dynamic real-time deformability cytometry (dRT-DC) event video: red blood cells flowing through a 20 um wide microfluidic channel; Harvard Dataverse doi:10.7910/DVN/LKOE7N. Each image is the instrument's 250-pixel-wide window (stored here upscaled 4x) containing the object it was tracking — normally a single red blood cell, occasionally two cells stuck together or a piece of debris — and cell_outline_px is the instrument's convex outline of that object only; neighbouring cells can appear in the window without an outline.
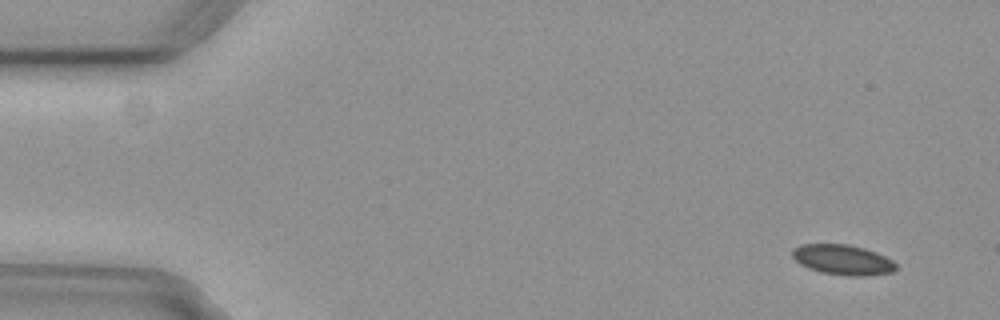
{"species": "common noctule bat (a hibernating species)", "species_latin": "Nyctalus noctula", "temperature_condition": "cold", "stored_images_in_passage": 7, "camera_frame_rate_fps": 3000, "um_per_image_px": 0.085, "animal": {"sex": "female", "body_mass_g": 29.2, "forearm_length_mm": 56.3}, "frame": {"image": 1, "passage_image": 1, "time_ms": 0.0, "image_size_px": [1000, 320], "cell_outline_px": [[896, 268], [892, 272], [864, 276], [848, 276], [820, 272], [808, 268], [800, 264], [792, 256], [792, 248], [800, 244], [848, 244], [864, 248], [876, 252], [892, 260], [896, 264]], "centroid_in_image_um": [71.61, 22.07], "position_along_channel_um": 13.4, "area_um2": 18.26}}
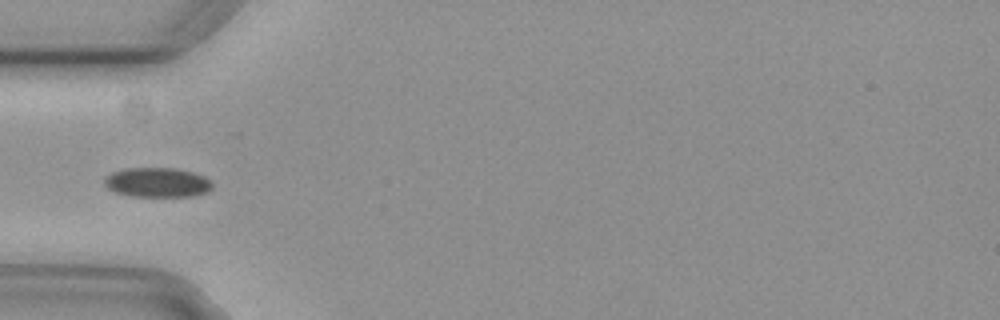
{"frame": {"image": 2, "passage_image": 5, "time_ms": 1.333, "image_size_px": [1000, 320], "cell_outline_px": [[212, 188], [208, 192], [192, 196], [132, 196], [116, 192], [108, 188], [104, 184], [104, 176], [112, 172], [124, 168], [176, 168], [192, 172], [204, 176], [212, 180]], "centroid_in_image_um": [13.38, 15.5], "position_along_channel_um": 71.6, "area_um2": 18.73}}